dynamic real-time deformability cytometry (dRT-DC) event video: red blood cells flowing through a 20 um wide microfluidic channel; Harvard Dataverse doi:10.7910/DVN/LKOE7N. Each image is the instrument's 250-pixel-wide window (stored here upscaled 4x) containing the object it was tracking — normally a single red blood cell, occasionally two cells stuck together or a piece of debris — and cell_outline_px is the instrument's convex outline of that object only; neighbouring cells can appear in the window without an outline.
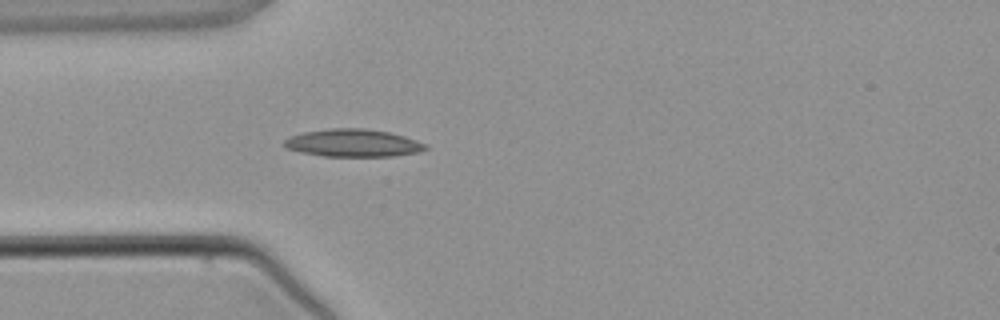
{"species": "common noctule bat (a hibernating species)", "species_latin": "Nyctalus noctula", "temperature_condition": "warm", "stored_images_in_passage": 4, "camera_frame_rate_fps": 3000, "um_per_image_px": 0.085, "animal": {"sex": "male", "body_mass_g": 21.5, "forearm_length_mm": 52.0}, "frame": {"image": 1, "passage_image": 4, "time_ms": 3.667, "image_size_px": [1000, 320], "cell_outline_px": [[428, 148], [416, 152], [392, 156], [324, 156], [304, 152], [288, 148], [284, 144], [284, 140], [288, 136], [304, 132], [328, 128], [364, 128], [388, 132], [404, 136], [428, 144]], "centroid_in_image_um": [30.02, 12.14], "position_along_channel_um": 55.0, "area_um2": 22.54}}